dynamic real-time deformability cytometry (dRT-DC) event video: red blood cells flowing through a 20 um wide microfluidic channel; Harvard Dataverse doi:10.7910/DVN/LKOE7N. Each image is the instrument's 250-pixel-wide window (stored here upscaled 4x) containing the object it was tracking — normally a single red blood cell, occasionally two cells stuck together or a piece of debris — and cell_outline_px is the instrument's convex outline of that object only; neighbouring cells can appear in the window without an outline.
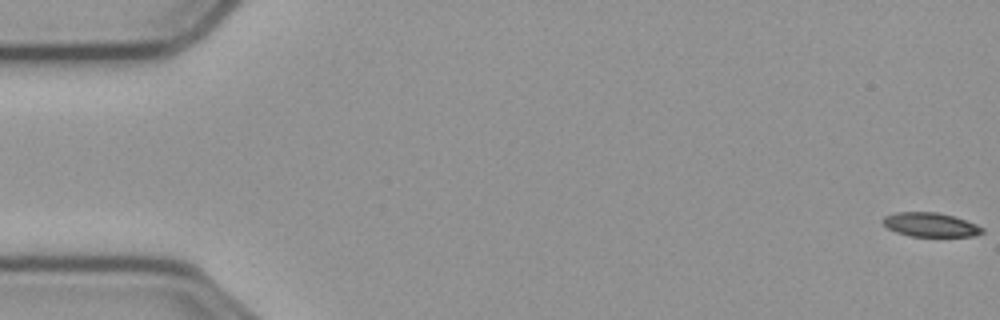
{"species": "common noctule bat (a hibernating species)", "species_latin": "Nyctalus noctula", "temperature_condition": "cold", "stored_images_in_passage": 58, "camera_frame_rate_fps": 3000, "um_per_image_px": 0.085, "animal": {"sex": "male", "body_mass_g": 23.1, "forearm_length_mm": 52.7}, "frame": {"image": 1, "passage_image": 1, "time_ms": 0.0, "image_size_px": [1000, 320], "cell_outline_px": [[984, 232], [976, 236], [912, 236], [896, 232], [888, 228], [880, 220], [884, 216], [896, 212], [936, 212], [952, 216], [976, 224], [984, 228]], "centroid_in_image_um": [79.07, 19.1], "position_along_channel_um": 5.9, "area_um2": 13.87}}
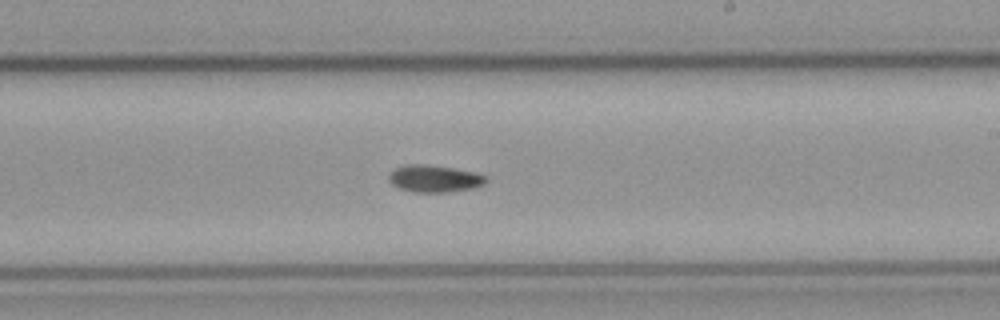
{"frame": {"image": 2, "passage_image": 34, "time_ms": 11.0, "image_size_px": [1000, 320], "cell_outline_px": [[488, 180], [484, 184], [472, 188], [448, 192], [416, 192], [400, 188], [392, 184], [388, 180], [388, 176], [396, 168], [408, 164], [420, 164], [452, 168], [472, 172], [484, 176]], "centroid_in_image_um": [36.9, 15.19], "position_along_channel_um": 252.1, "area_um2": 14.97}}
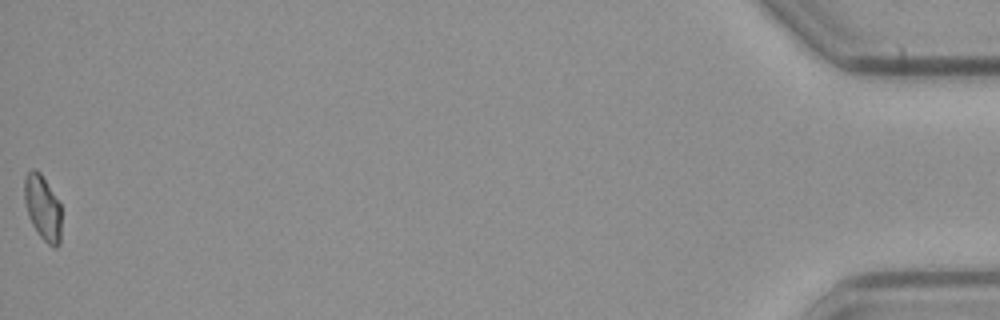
{"frame": {"image": 3, "passage_image": 58, "time_ms": 19.0, "image_size_px": [1000, 320], "cell_outline_px": [[60, 244], [56, 248], [52, 248], [40, 236], [32, 224], [28, 216], [24, 200], [24, 176], [32, 168], [36, 168], [40, 172], [60, 204]], "centroid_in_image_um": [3.61, 17.65], "position_along_channel_um": 431.6, "area_um2": 14.05}, "authors_computed_cell_mechanics": {"area_um2": 14.6234, "velocity_mm_per_s": 3.5936, "shape_relaxation_time_tau1_ms": 7.1393, "shape_relaxation_time_tau2_ms": null, "deformation_change_tau1": 0.1603, "deformation_change_tau2": null}}